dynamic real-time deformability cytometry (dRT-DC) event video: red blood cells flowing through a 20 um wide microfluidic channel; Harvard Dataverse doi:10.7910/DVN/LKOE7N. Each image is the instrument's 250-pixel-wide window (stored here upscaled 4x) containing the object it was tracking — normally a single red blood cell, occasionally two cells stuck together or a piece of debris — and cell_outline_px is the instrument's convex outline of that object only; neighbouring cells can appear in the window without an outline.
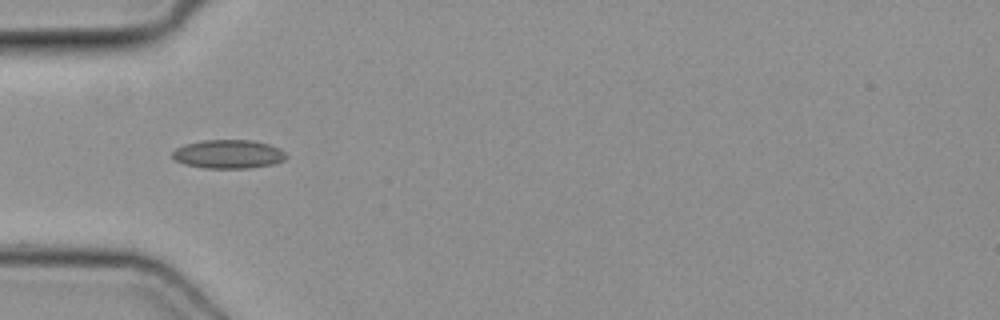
{"species": "common noctule bat (a hibernating species)", "species_latin": "Nyctalus noctula", "temperature_condition": "cold", "stored_images_in_passage": 35, "camera_frame_rate_fps": 3000, "um_per_image_px": 0.085, "animal": {"sex": "female", "body_mass_g": 19.3, "forearm_length_mm": 54.1}, "frame": {"image": 1, "passage_image": 1, "time_ms": 0.0, "image_size_px": [1000, 320], "cell_outline_px": [[288, 156], [284, 160], [272, 164], [248, 168], [204, 168], [184, 164], [172, 160], [172, 152], [176, 148], [184, 144], [204, 140], [252, 140], [268, 144], [280, 148]], "centroid_in_image_um": [19.38, 13.1], "position_along_channel_um": 65.6, "area_um2": 19.13}}
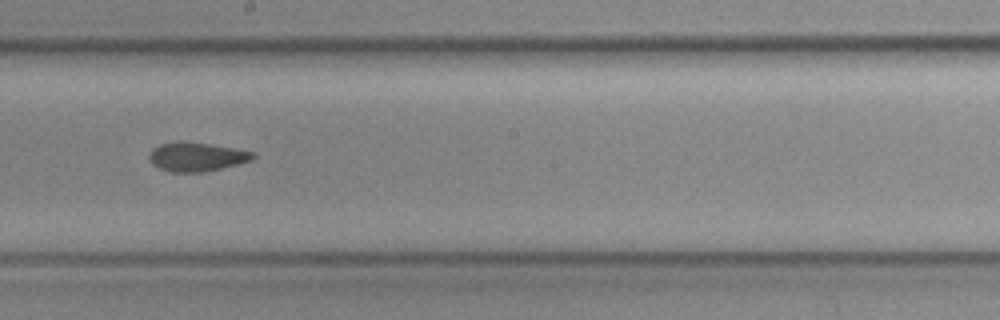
{"frame": {"image": 2, "passage_image": 13, "time_ms": 4.0, "image_size_px": [1000, 320], "cell_outline_px": [[256, 156], [252, 160], [204, 172], [168, 172], [152, 164], [148, 160], [148, 156], [152, 148], [160, 144], [180, 140], [208, 144], [232, 148], [252, 152]], "centroid_in_image_um": [16.63, 13.32], "position_along_channel_um": 231.6, "area_um2": 17.46}}
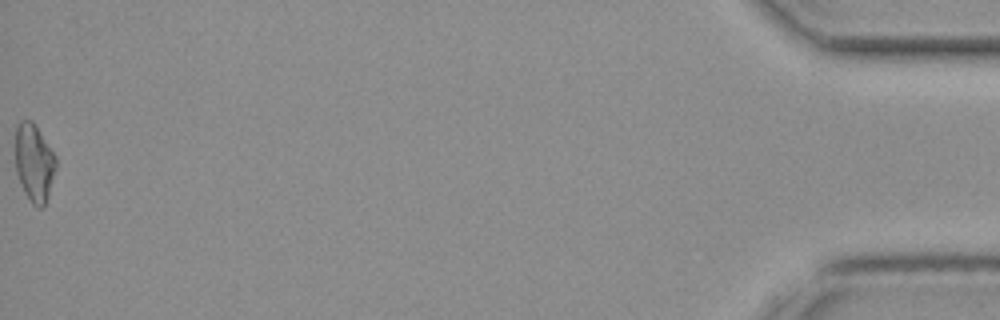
{"frame": {"image": 3, "passage_image": 35, "time_ms": 11.333, "image_size_px": [1000, 320], "cell_outline_px": [[56, 168], [44, 208], [36, 208], [32, 204], [24, 192], [16, 172], [16, 124], [20, 120], [32, 120], [56, 156]], "centroid_in_image_um": [2.9, 13.84], "position_along_channel_um": 432.3, "area_um2": 18.38}}